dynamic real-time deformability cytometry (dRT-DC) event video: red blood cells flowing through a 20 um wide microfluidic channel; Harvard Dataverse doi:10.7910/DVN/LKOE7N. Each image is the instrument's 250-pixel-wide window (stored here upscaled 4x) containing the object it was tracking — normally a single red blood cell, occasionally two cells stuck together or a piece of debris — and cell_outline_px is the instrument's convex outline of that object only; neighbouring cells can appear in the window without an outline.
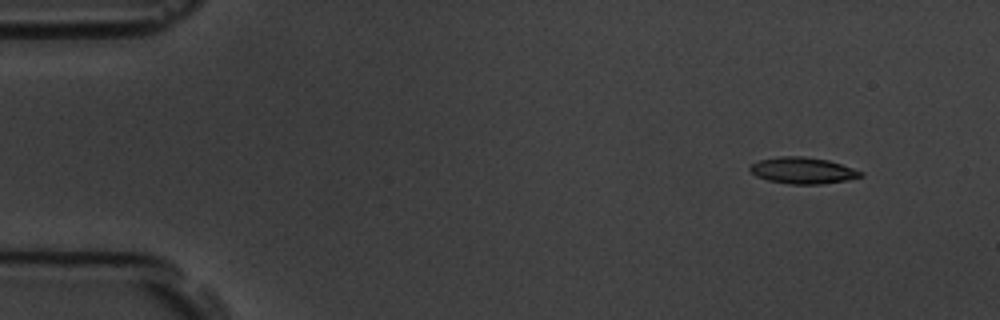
{"species": "common noctule bat (a hibernating species)", "species_latin": "Nyctalus noctula", "temperature_condition": "room temperature", "stored_images_in_passage": 5, "camera_frame_rate_fps": 3000, "um_per_image_px": 0.085, "animal": {"sex": "male", "body_mass_g": 19.5, "forearm_length_mm": 54.6}, "frame": {"image": 1, "passage_image": 1, "time_ms": 0.0, "image_size_px": [1000, 320], "cell_outline_px": [[864, 176], [848, 180], [820, 184], [788, 184], [768, 180], [756, 176], [748, 168], [752, 164], [760, 160], [780, 156], [804, 156], [828, 160], [864, 172]], "centroid_in_image_um": [68.25, 14.49], "position_along_channel_um": 16.7, "area_um2": 16.99}}
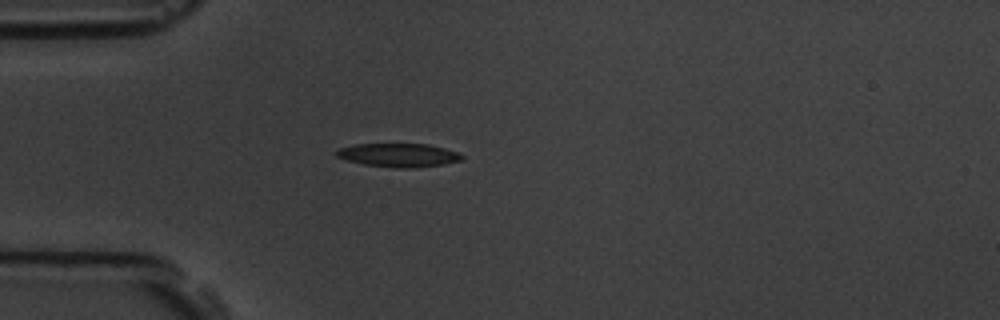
{"frame": {"image": 2, "passage_image": 4, "time_ms": 3.333, "image_size_px": [1000, 320], "cell_outline_px": [[464, 156], [460, 160], [444, 164], [412, 168], [396, 168], [364, 164], [344, 160], [336, 156], [332, 152], [336, 148], [356, 144], [428, 144], [444, 148], [456, 152]], "centroid_in_image_um": [33.79, 13.18], "position_along_channel_um": 51.2, "area_um2": 17.34}}